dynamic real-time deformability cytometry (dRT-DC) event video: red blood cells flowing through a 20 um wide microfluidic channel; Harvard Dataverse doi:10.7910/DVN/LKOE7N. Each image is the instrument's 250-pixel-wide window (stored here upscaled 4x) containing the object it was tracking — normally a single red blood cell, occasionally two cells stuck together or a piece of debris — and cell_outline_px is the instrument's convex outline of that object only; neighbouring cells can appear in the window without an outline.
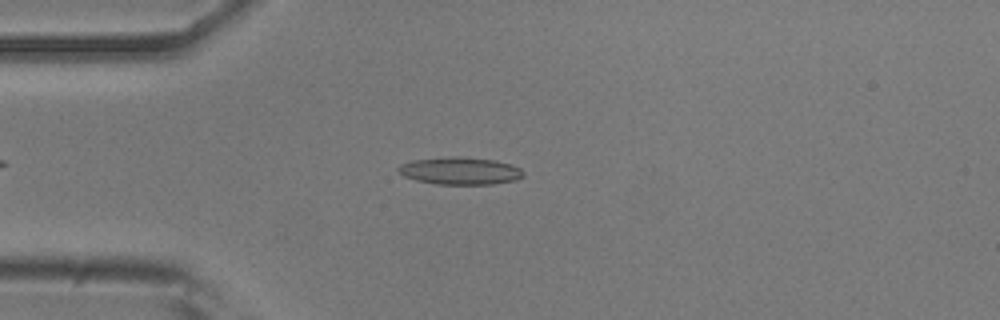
{"species": "common noctule bat (a hibernating species)", "species_latin": "Nyctalus noctula", "temperature_condition": "room temperature", "stored_images_in_passage": 47, "camera_frame_rate_fps": 3000, "um_per_image_px": 0.085, "animal": {"sex": "male", "body_mass_g": 20.5, "forearm_length_mm": 52.5}, "frame": {"image": 1, "passage_image": 11, "time_ms": 3.333, "image_size_px": [1000, 320], "cell_outline_px": [[524, 176], [516, 180], [492, 184], [436, 184], [416, 180], [404, 176], [396, 168], [400, 164], [412, 160], [456, 156], [460, 156], [496, 160], [512, 164], [520, 168], [524, 172]], "centroid_in_image_um": [39.13, 14.52], "position_along_channel_um": 45.9, "area_um2": 20.06}}
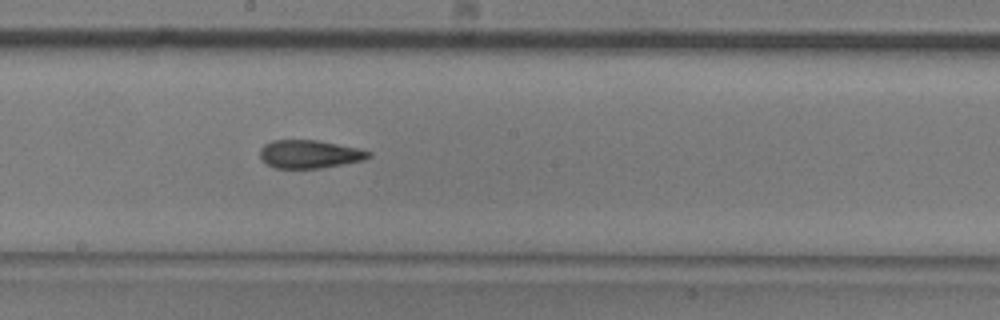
{"frame": {"image": 2, "passage_image": 26, "time_ms": 8.333, "image_size_px": [1000, 320], "cell_outline_px": [[372, 156], [364, 160], [320, 168], [276, 168], [268, 164], [260, 156], [260, 148], [264, 144], [272, 140], [316, 140], [356, 148], [372, 152]], "centroid_in_image_um": [26.31, 13.1], "position_along_channel_um": 221.9, "area_um2": 17.63}}
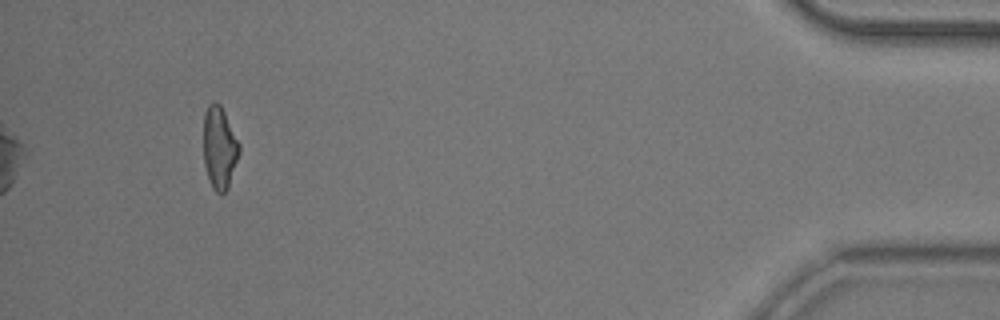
{"frame": {"image": 3, "passage_image": 47, "time_ms": 15.333, "image_size_px": [1000, 320], "cell_outline_px": [[240, 152], [228, 188], [220, 196], [212, 188], [204, 164], [204, 112], [208, 104], [220, 104], [240, 144]], "centroid_in_image_um": [18.66, 12.6], "position_along_channel_um": 416.5, "area_um2": 17.05}, "authors_computed_cell_mechanics": {"area_um2": 18.207, "velocity_mm_per_s": 3.7897, "shape_relaxation_time_tau1_ms": null, "shape_relaxation_time_tau2_ms": 3.4018, "deformation_change_tau1": null, "deformation_change_tau2": 0.1246}}